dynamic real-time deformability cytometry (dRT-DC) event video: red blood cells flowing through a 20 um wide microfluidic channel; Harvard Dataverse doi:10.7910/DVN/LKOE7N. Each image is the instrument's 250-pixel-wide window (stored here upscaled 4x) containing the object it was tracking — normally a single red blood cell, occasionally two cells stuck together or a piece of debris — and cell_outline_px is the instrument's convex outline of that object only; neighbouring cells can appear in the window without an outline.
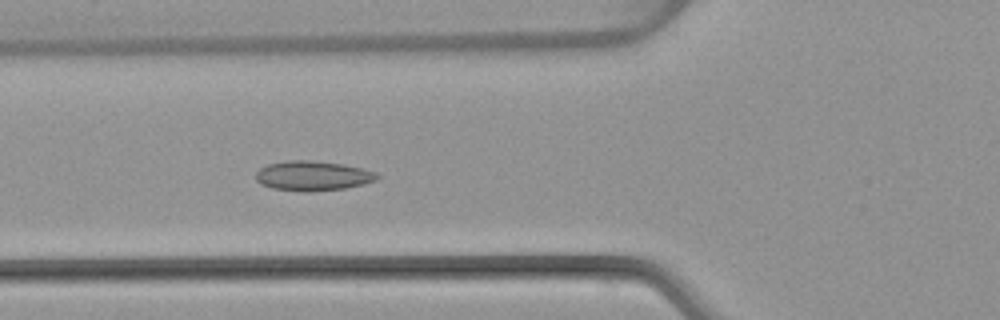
{"species": "common noctule bat (a hibernating species)", "species_latin": "Nyctalus noctula", "temperature_condition": "warm", "stored_images_in_passage": 51, "camera_frame_rate_fps": 3000, "um_per_image_px": 0.085, "animal": {"sex": "female", "body_mass_g": 22.7, "forearm_length_mm": 54.2}, "frame": {"image": 1, "passage_image": 19, "time_ms": 6.0, "image_size_px": [1000, 320], "cell_outline_px": [[380, 176], [376, 180], [364, 184], [344, 188], [308, 192], [304, 192], [272, 188], [260, 184], [256, 180], [256, 172], [260, 168], [268, 164], [288, 160], [312, 160], [344, 164], [376, 172]], "centroid_in_image_um": [26.57, 14.94], "position_along_channel_um": 99.2, "area_um2": 21.1}}
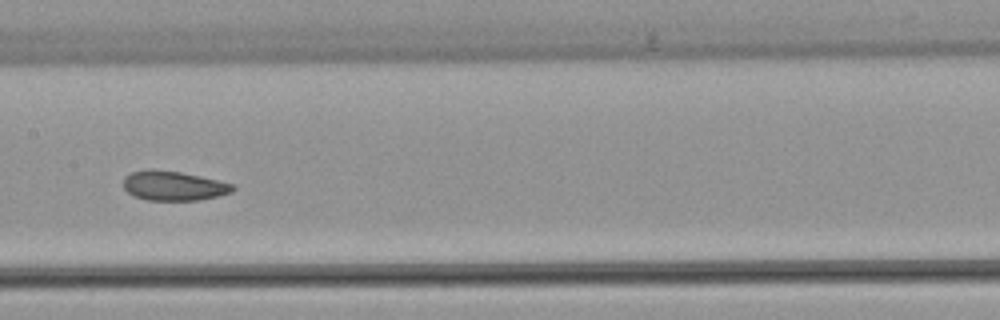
{"frame": {"image": 2, "passage_image": 26, "time_ms": 8.333, "image_size_px": [1000, 320], "cell_outline_px": [[236, 188], [232, 192], [220, 196], [200, 200], [148, 200], [132, 196], [124, 188], [124, 176], [132, 172], [152, 168], [180, 172], [236, 184]], "centroid_in_image_um": [14.78, 15.79], "position_along_channel_um": 192.6, "area_um2": 19.02}}
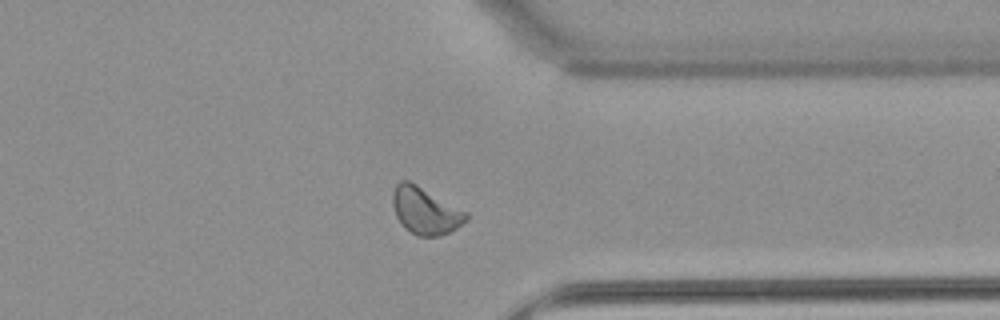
{"frame": {"image": 3, "passage_image": 40, "time_ms": 13.0, "image_size_px": [1000, 320], "cell_outline_px": [[468, 220], [456, 228], [448, 232], [436, 236], [416, 236], [404, 228], [400, 224], [396, 216], [392, 204], [392, 192], [396, 184], [400, 180], [408, 180], [416, 184], [468, 212]], "centroid_in_image_um": [36.12, 17.91], "position_along_channel_um": 375.3, "area_um2": 20.17}, "authors_computed_cell_mechanics": {"area_um2": 20.0566, "velocity_mm_per_s": 3.9958, "shape_relaxation_time_tau1_ms": 4.1675, "shape_relaxation_time_tau2_ms": 1.6376, "deformation_change_tau1": 0.0767, "deformation_change_tau2": 0.0745}}